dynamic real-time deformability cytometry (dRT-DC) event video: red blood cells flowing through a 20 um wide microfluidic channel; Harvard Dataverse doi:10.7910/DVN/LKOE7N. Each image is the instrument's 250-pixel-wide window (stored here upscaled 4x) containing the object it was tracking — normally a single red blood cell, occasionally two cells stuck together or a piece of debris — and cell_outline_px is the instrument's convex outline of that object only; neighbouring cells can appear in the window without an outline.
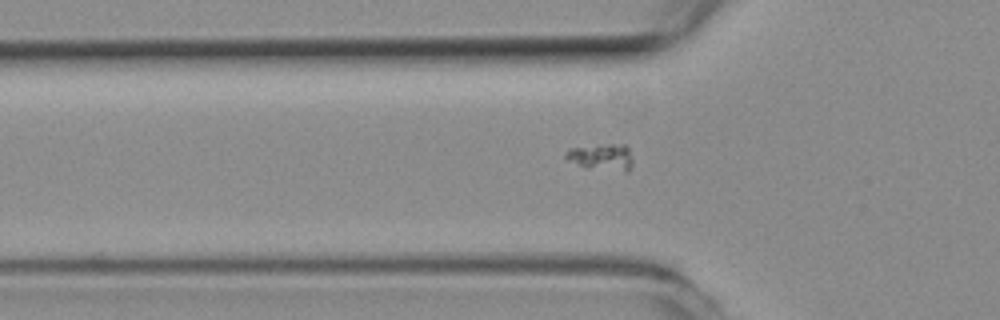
{"species": "common noctule bat (a hibernating species)", "species_latin": "Nyctalus noctula", "temperature_condition": "room temperature", "stored_images_in_passage": 42, "camera_frame_rate_fps": 3000, "um_per_image_px": 0.085, "animal": {"sex": "female", "body_mass_g": 19.3, "forearm_length_mm": 54.1}, "frame": {"image": 1, "passage_image": 3, "time_ms": 0.667, "image_size_px": [1000, 320], "cell_outline_px": [[632, 164], [628, 172], [624, 172], [588, 168], [568, 160], [564, 156], [564, 152], [572, 148], [608, 144], [624, 144], [628, 148], [632, 160]], "centroid_in_image_um": [51.16, 13.36], "position_along_channel_um": 74.6, "area_um2": 10.35}}
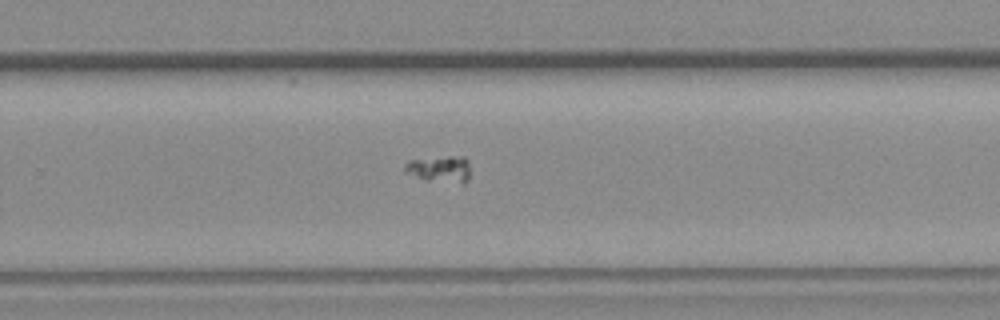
{"frame": {"image": 2, "passage_image": 21, "time_ms": 6.667, "image_size_px": [1000, 320], "cell_outline_px": [[468, 180], [464, 184], [424, 180], [404, 172], [404, 164], [408, 160], [448, 156], [464, 156], [468, 160]], "centroid_in_image_um": [37.36, 14.37], "position_along_channel_um": 292.4, "area_um2": 10.35}}
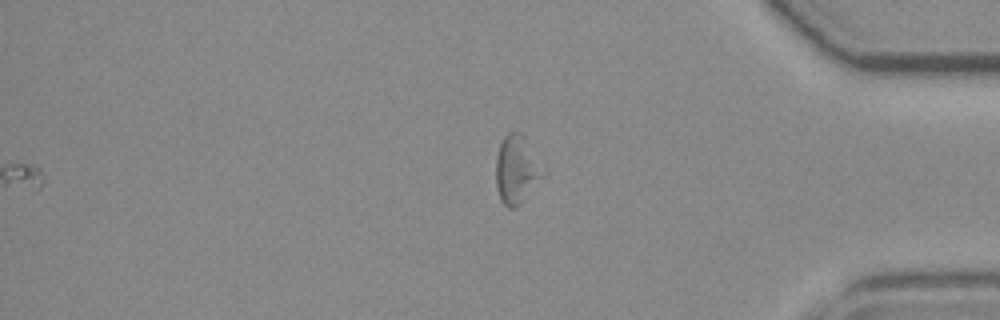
{"frame": {"image": 3, "passage_image": 42, "time_ms": 13.667, "image_size_px": [1000, 320], "cell_outline_px": [[544, 176], [520, 204], [516, 208], [508, 208], [500, 200], [496, 188], [496, 156], [500, 144], [504, 136], [508, 132], [520, 132], [524, 136], [544, 172]], "centroid_in_image_um": [43.87, 14.44], "position_along_channel_um": 391.3, "area_um2": 18.5}}